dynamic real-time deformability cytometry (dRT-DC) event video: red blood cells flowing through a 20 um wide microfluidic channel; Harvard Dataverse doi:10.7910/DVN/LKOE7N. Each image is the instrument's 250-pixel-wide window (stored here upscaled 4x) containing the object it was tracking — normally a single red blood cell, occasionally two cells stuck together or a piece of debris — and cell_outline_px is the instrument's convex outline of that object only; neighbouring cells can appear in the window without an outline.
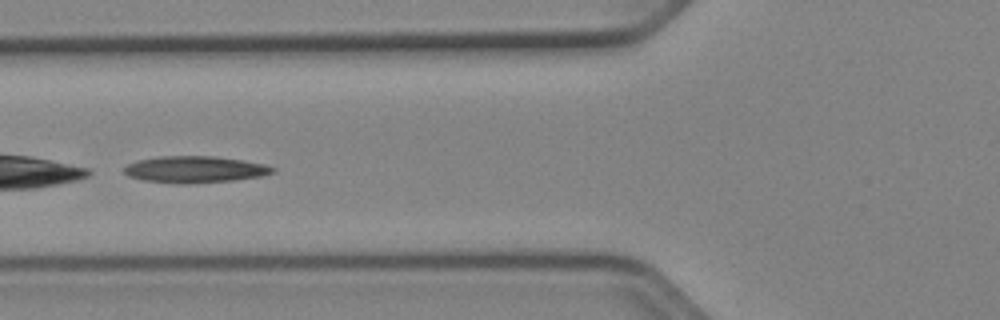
{"species": "Egyptian fruit bat (a non-hibernating species)", "species_latin": "Rousettus aegyptiacus", "temperature_condition": "cold", "stored_images_in_passage": 28, "camera_frame_rate_fps": 3000, "um_per_image_px": 0.085, "animal": {"sex": "female"}, "frame": {"image": 1, "passage_image": 9, "time_ms": 2.667, "image_size_px": [1000, 320], "cell_outline_px": [[276, 172], [260, 176], [236, 180], [188, 184], [180, 184], [144, 180], [128, 176], [124, 172], [124, 168], [128, 164], [136, 160], [160, 156], [216, 156], [264, 164], [276, 168]], "centroid_in_image_um": [16.57, 14.4], "position_along_channel_um": 109.2, "area_um2": 23.12}}